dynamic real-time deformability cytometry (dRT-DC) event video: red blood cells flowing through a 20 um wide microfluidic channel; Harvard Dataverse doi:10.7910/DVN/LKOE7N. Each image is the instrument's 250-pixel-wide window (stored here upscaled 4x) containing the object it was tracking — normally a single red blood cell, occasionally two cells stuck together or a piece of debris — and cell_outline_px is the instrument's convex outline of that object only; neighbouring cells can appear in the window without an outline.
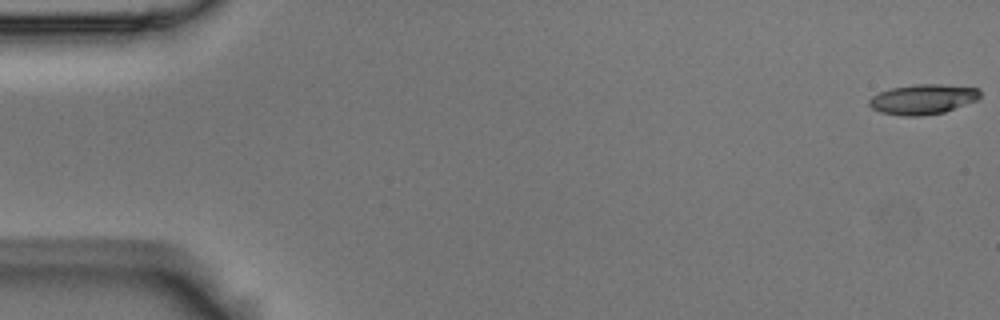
{"species": "Egyptian fruit bat (a non-hibernating species)", "species_latin": "Rousettus aegyptiacus", "temperature_condition": "room temperature", "stored_images_in_passage": 10, "camera_frame_rate_fps": 3000, "um_per_image_px": 0.085, "animal": {"sex": "male"}, "frame": {"image": 1, "passage_image": 1, "time_ms": 0.0, "image_size_px": [1000, 320], "cell_outline_px": [[980, 96], [976, 100], [944, 112], [920, 116], [904, 116], [880, 112], [872, 108], [868, 104], [868, 100], [872, 96], [880, 92], [892, 88], [916, 84], [940, 84], [980, 88]], "centroid_in_image_um": [78.43, 8.43], "position_along_channel_um": 6.6, "area_um2": 19.31}}
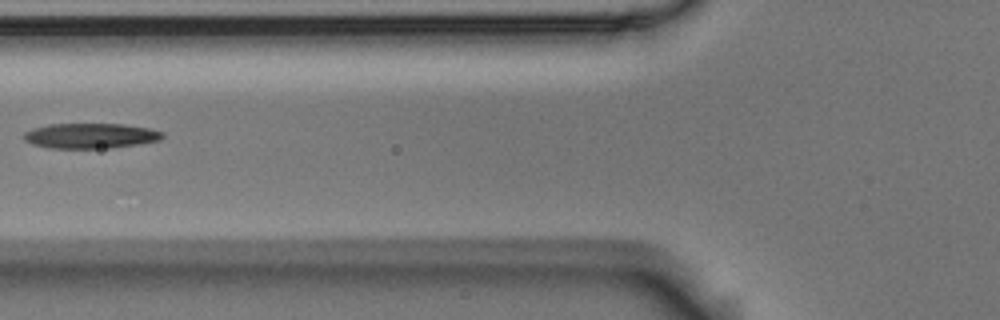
{"frame": {"image": 2, "passage_image": 7, "time_ms": 2.0, "image_size_px": [1000, 320], "cell_outline_px": [[164, 136], [160, 140], [140, 144], [108, 148], [48, 148], [32, 144], [24, 140], [24, 132], [32, 128], [48, 124], [124, 124], [148, 128], [164, 132]], "centroid_in_image_um": [7.69, 11.54], "position_along_channel_um": 118.1, "area_um2": 20.46}}
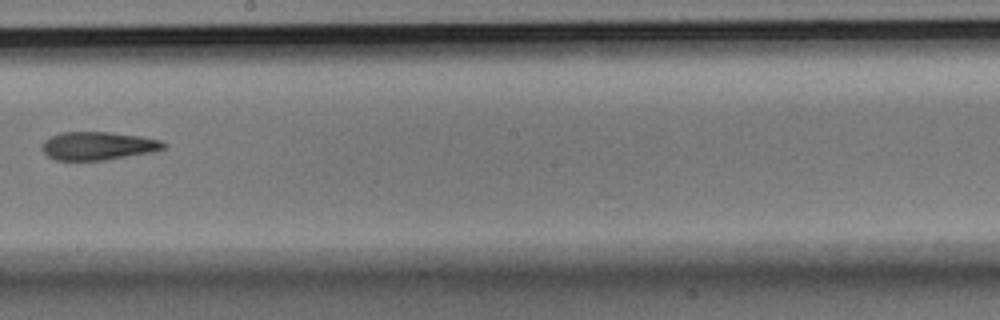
{"frame": {"image": 3, "passage_image": 10, "time_ms": 3.0, "image_size_px": [1000, 320], "cell_outline_px": [[168, 144], [164, 148], [152, 152], [104, 160], [52, 160], [40, 148], [40, 144], [44, 140], [60, 132], [108, 132], [140, 136], [160, 140]], "centroid_in_image_um": [8.29, 12.4], "position_along_channel_um": 239.9, "area_um2": 20.06}}